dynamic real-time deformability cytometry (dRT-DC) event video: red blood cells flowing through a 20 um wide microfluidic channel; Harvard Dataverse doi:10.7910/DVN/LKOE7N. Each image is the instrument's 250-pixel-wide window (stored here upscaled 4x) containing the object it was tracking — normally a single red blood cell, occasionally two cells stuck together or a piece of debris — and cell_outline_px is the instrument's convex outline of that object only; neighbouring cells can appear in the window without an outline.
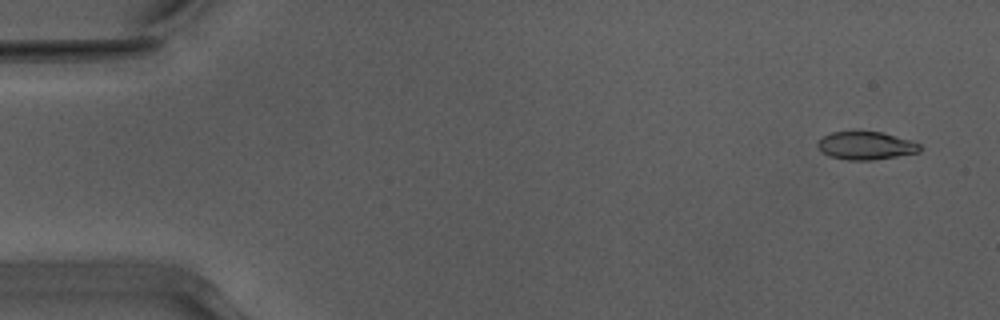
{"species": "Egyptian fruit bat (a non-hibernating species)", "species_latin": "Rousettus aegyptiacus", "temperature_condition": "warm", "stored_images_in_passage": 52, "camera_frame_rate_fps": 3000, "um_per_image_px": 0.085, "animal": {"sex": "male"}, "frame": {"image": 1, "passage_image": 3, "time_ms": 0.667, "image_size_px": [1000, 320], "cell_outline_px": [[920, 152], [896, 156], [868, 160], [848, 160], [828, 156], [820, 152], [816, 144], [824, 136], [832, 132], [880, 132], [912, 140], [920, 144]], "centroid_in_image_um": [73.58, 12.38], "position_along_channel_um": 11.4, "area_um2": 16.53}}
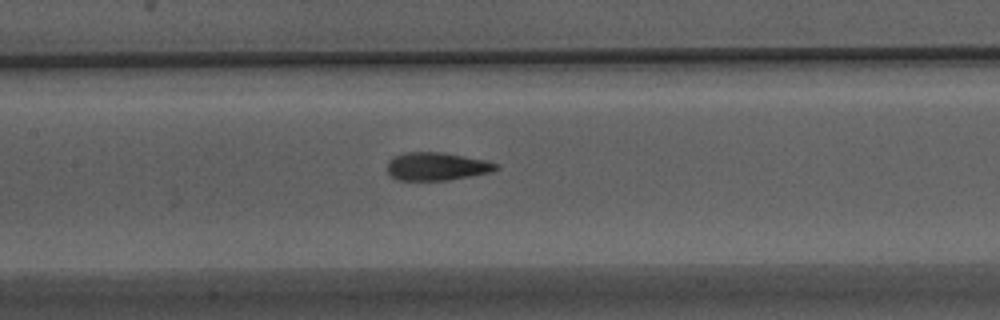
{"frame": {"image": 2, "passage_image": 25, "time_ms": 8.0, "image_size_px": [1000, 320], "cell_outline_px": [[500, 168], [492, 172], [472, 176], [448, 180], [396, 180], [388, 172], [388, 160], [404, 152], [444, 152], [484, 160], [500, 164]], "centroid_in_image_um": [37.16, 14.14], "position_along_channel_um": 170.2, "area_um2": 17.86}}
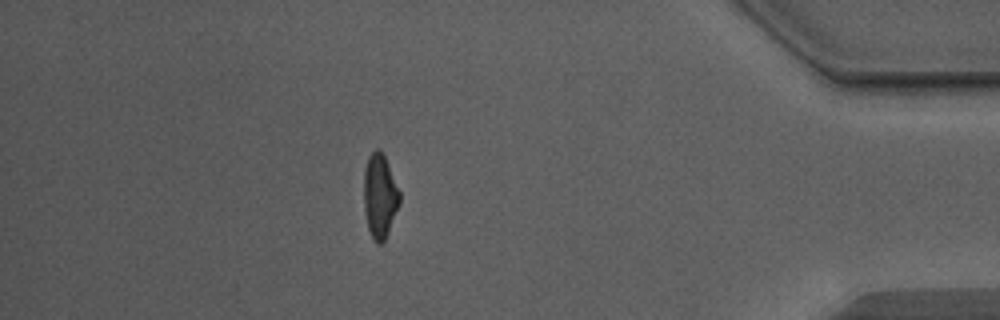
{"frame": {"image": 3, "passage_image": 46, "time_ms": 15.0, "image_size_px": [1000, 320], "cell_outline_px": [[400, 200], [388, 232], [384, 240], [380, 244], [376, 244], [372, 240], [368, 228], [364, 208], [364, 168], [368, 156], [376, 148], [380, 148], [384, 156], [400, 192]], "centroid_in_image_um": [32.26, 16.65], "position_along_channel_um": 402.9, "area_um2": 17.4}, "authors_computed_cell_mechanics": {"area_um2": 17.6868, "velocity_mm_per_s": 3.9738, "shape_relaxation_time_tau1_ms": 6.7702, "shape_relaxation_time_tau2_ms": 1.293, "deformation_change_tau1": 0.2289, "deformation_change_tau2": 0.0949}}